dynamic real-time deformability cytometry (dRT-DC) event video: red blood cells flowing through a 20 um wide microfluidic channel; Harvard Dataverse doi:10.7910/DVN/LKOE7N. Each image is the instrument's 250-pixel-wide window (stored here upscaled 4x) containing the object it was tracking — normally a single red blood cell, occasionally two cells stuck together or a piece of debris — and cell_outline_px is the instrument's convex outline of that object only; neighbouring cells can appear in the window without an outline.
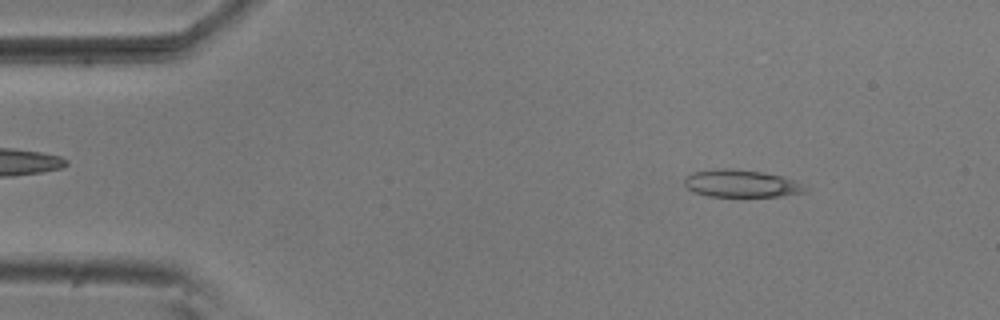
{"species": "common noctule bat (a hibernating species)", "species_latin": "Nyctalus noctula", "temperature_condition": "room temperature", "stored_images_in_passage": 53, "camera_frame_rate_fps": 3000, "um_per_image_px": 0.085, "animal": {"sex": "male", "body_mass_g": 20.5, "forearm_length_mm": 52.5}, "frame": {"image": 1, "passage_image": 6, "time_ms": 1.667, "image_size_px": [1000, 320], "cell_outline_px": [[808, 188], [804, 192], [780, 196], [708, 196], [692, 192], [684, 184], [684, 176], [692, 172], [716, 168], [728, 168], [760, 172], [780, 176], [796, 180]], "centroid_in_image_um": [62.95, 15.59], "position_along_channel_um": 22.0, "area_um2": 19.31}}
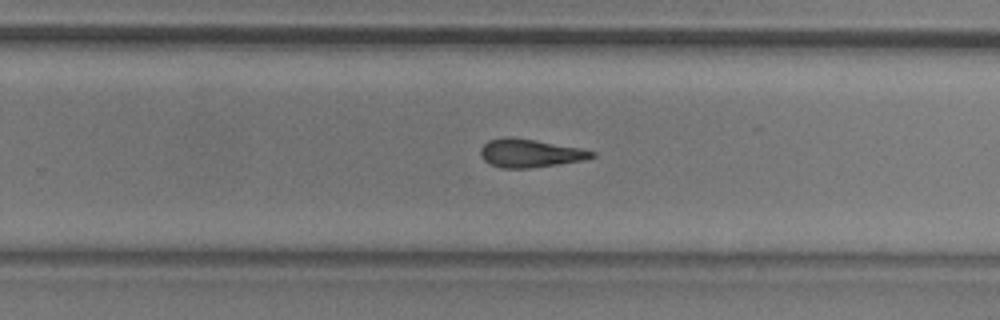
{"frame": {"image": 2, "passage_image": 33, "time_ms": 10.667, "image_size_px": [1000, 320], "cell_outline_px": [[596, 156], [584, 160], [528, 168], [500, 168], [488, 164], [480, 156], [480, 148], [488, 140], [508, 136], [580, 148], [596, 152]], "centroid_in_image_um": [45.0, 13.03], "position_along_channel_um": 284.8, "area_um2": 18.21}}
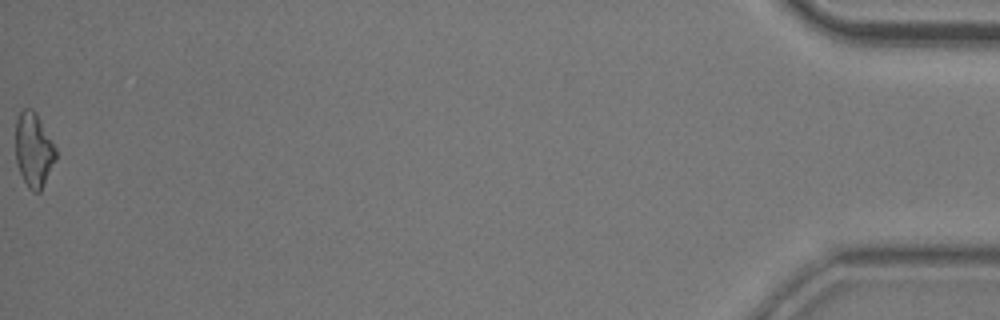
{"frame": {"image": 3, "passage_image": 53, "time_ms": 17.333, "image_size_px": [1000, 320], "cell_outline_px": [[56, 160], [40, 192], [32, 192], [28, 188], [16, 164], [16, 120], [20, 112], [24, 108], [32, 108], [36, 112], [56, 148]], "centroid_in_image_um": [2.86, 12.74], "position_along_channel_um": 432.3, "area_um2": 17.46}, "authors_computed_cell_mechanics": {"area_um2": 18.7272, "velocity_mm_per_s": 3.745, "shape_relaxation_time_tau1_ms": 6.6, "shape_relaxation_time_tau2_ms": 9.3858, "deformation_change_tau1": 0.1818, "deformation_change_tau2": 0.2192}}